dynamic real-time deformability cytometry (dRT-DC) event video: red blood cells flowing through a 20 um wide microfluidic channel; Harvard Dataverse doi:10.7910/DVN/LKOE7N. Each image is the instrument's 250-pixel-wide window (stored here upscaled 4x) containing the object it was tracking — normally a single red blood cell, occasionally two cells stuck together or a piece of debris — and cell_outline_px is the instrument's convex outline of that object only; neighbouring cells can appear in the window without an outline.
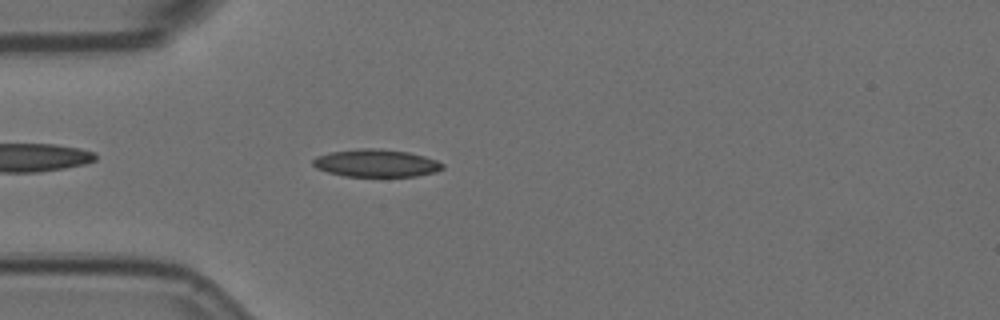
{"species": "Egyptian fruit bat (a non-hibernating species)", "species_latin": "Rousettus aegyptiacus", "temperature_condition": "room temperature", "stored_images_in_passage": 47, "camera_frame_rate_fps": 3000, "um_per_image_px": 0.085, "animal": {"sex": "female"}, "frame": {"image": 1, "passage_image": 6, "time_ms": 1.667, "image_size_px": [1000, 320], "cell_outline_px": [[444, 168], [436, 172], [416, 176], [344, 176], [328, 172], [316, 168], [312, 164], [312, 160], [316, 156], [332, 152], [356, 148], [380, 148], [408, 152], [424, 156], [436, 160], [444, 164]], "centroid_in_image_um": [31.97, 13.86], "position_along_channel_um": 53.0, "area_um2": 20.92}}
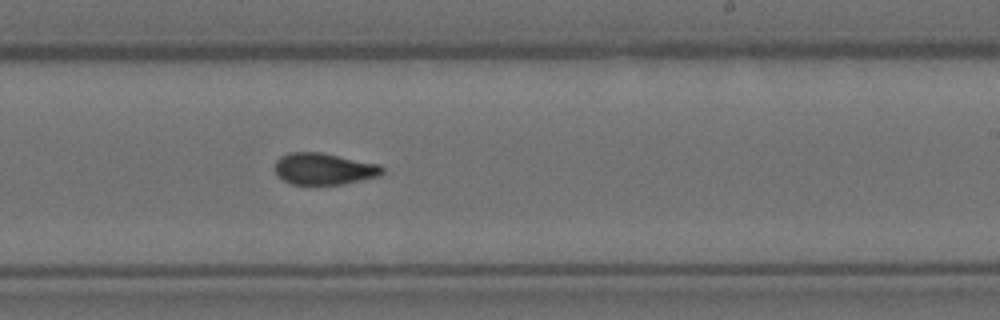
{"frame": {"image": 2, "passage_image": 24, "time_ms": 7.667, "image_size_px": [1000, 320], "cell_outline_px": [[384, 172], [380, 176], [344, 184], [292, 184], [284, 180], [276, 172], [276, 160], [280, 156], [288, 152], [320, 152], [380, 164], [384, 168]], "centroid_in_image_um": [27.57, 14.34], "position_along_channel_um": 261.4, "area_um2": 19.77}}
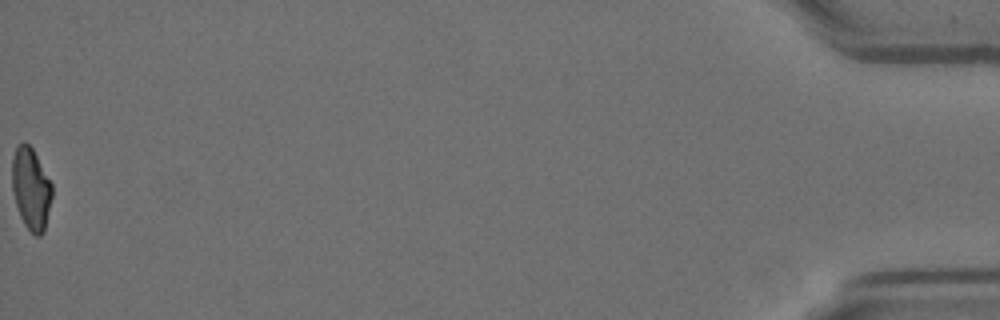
{"frame": {"image": 3, "passage_image": 47, "time_ms": 15.333, "image_size_px": [1000, 320], "cell_outline_px": [[52, 196], [44, 232], [40, 236], [36, 236], [24, 224], [20, 216], [16, 204], [12, 188], [12, 156], [16, 144], [24, 140], [32, 148], [52, 184]], "centroid_in_image_um": [2.62, 16.01], "position_along_channel_um": 432.6, "area_um2": 19.13}, "authors_computed_cell_mechanics": {"area_um2": 19.941, "velocity_mm_per_s": 3.5808, "shape_relaxation_time_tau1_ms": null, "shape_relaxation_time_tau2_ms": 2.9309, "deformation_change_tau1": null, "deformation_change_tau2": 0.0754}}